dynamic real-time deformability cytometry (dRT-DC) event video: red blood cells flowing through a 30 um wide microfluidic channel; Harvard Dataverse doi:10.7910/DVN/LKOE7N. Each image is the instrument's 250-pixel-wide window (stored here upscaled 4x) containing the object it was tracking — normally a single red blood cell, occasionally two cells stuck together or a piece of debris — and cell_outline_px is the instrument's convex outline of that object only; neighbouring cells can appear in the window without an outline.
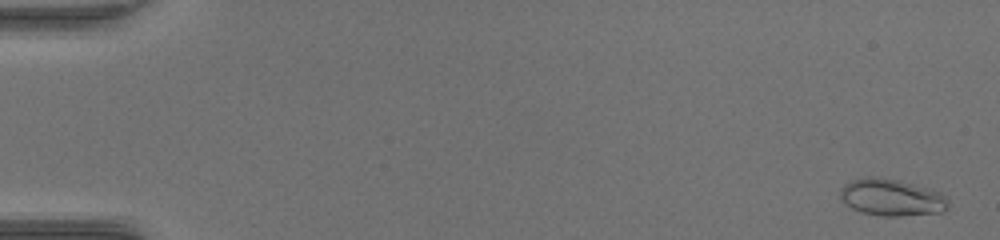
{"species": "common noctule bat (a hibernating species)", "species_latin": "Nyctalus noctula", "temperature_condition": "warm", "stored_images_in_passage": 53, "camera_frame_rate_fps": 3000, "um_per_image_px": 0.085, "animal": {"sex": "female", "body_mass_g": 17.0, "forearm_length_mm": 48.0}, "frame": {"image": 1, "passage_image": 2, "time_ms": 0.333, "image_size_px": [1000, 240], "cell_outline_px": [[948, 204], [940, 212], [900, 216], [880, 216], [860, 212], [852, 208], [840, 196], [840, 188], [844, 184], [852, 180], [872, 176], [896, 180], [928, 188], [940, 192], [948, 196]], "centroid_in_image_um": [75.78, 16.78], "position_along_channel_um": 9.2, "area_um2": 22.95}}
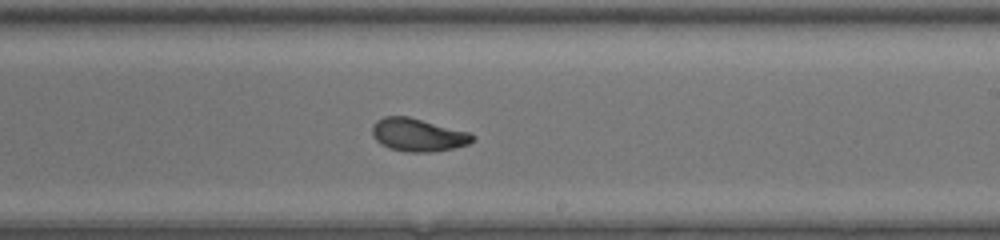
{"frame": {"image": 2, "passage_image": 33, "time_ms": 10.667, "image_size_px": [1000, 240], "cell_outline_px": [[476, 136], [468, 144], [452, 148], [432, 152], [408, 152], [388, 148], [380, 144], [372, 136], [372, 124], [376, 120], [384, 116], [408, 116], [468, 132]], "centroid_in_image_um": [35.47, 11.46], "position_along_channel_um": 253.5, "area_um2": 19.25}}
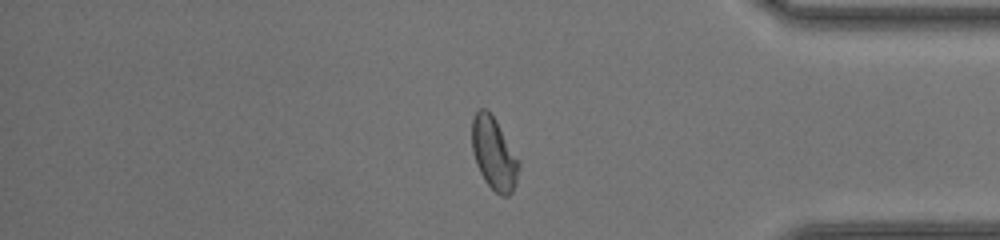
{"frame": {"image": 3, "passage_image": 45, "time_ms": 14.667, "image_size_px": [1000, 240], "cell_outline_px": [[520, 164], [516, 184], [512, 192], [508, 196], [500, 196], [484, 180], [476, 164], [472, 152], [472, 120], [476, 112], [480, 108], [484, 108], [496, 120]], "centroid_in_image_um": [41.97, 13.09], "position_along_channel_um": 393.2, "area_um2": 19.48}, "authors_computed_cell_mechanics": {"area_um2": 19.652, "velocity_mm_per_s": 4.0132, "shape_relaxation_time_tau1_ms": 6.0697, "shape_relaxation_time_tau2_ms": 1.08, "deformation_change_tau1": 0.1908, "deformation_change_tau2": 0.0574}}